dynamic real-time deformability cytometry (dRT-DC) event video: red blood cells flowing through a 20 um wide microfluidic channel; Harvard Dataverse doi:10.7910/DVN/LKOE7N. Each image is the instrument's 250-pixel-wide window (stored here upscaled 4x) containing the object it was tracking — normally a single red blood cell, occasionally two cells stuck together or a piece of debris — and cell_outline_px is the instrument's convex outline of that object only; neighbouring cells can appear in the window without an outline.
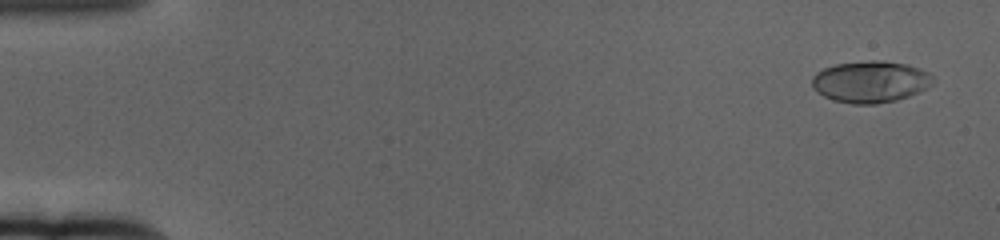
{"species": "human", "species_latin": "Homo sapiens", "temperature_condition": "cold", "stored_images_in_passage": 61, "camera_frame_rate_fps": 3000, "um_per_image_px": 0.085, "donor": {"sex": "female"}, "frame": {"image": 1, "passage_image": 3, "time_ms": 0.667, "image_size_px": [1000, 240], "cell_outline_px": [[932, 76], [928, 84], [924, 88], [908, 96], [896, 100], [876, 104], [852, 104], [832, 100], [816, 92], [812, 88], [812, 76], [816, 72], [824, 68], [836, 64], [876, 60], [904, 64], [920, 68], [932, 72]], "centroid_in_image_um": [73.92, 6.95], "position_along_channel_um": 11.1, "area_um2": 29.07}}
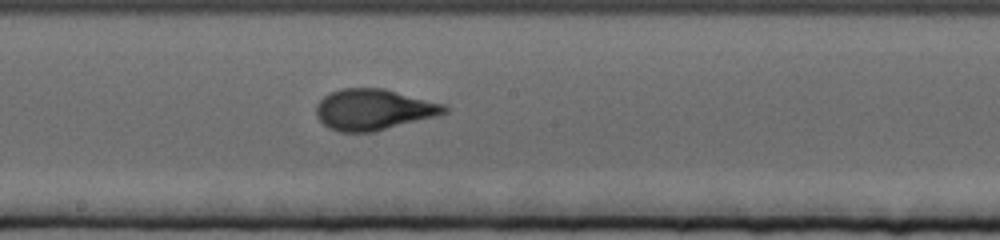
{"frame": {"image": 2, "passage_image": 34, "time_ms": 11.0, "image_size_px": [1000, 240], "cell_outline_px": [[448, 112], [436, 116], [372, 132], [340, 132], [328, 128], [316, 116], [316, 104], [324, 96], [340, 88], [384, 88], [444, 104], [448, 108]], "centroid_in_image_um": [31.73, 9.31], "position_along_channel_um": 216.5, "area_um2": 30.52}}
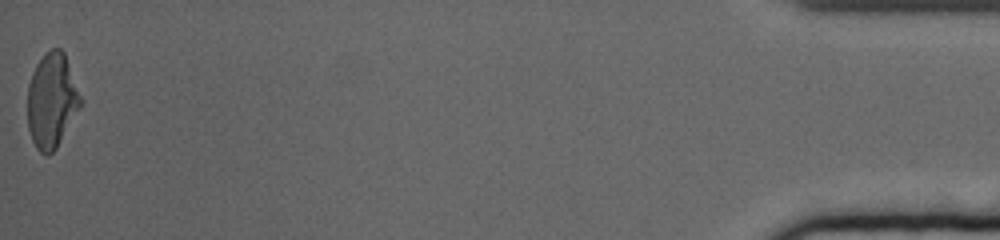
{"frame": {"image": 3, "passage_image": 61, "time_ms": 20.0, "image_size_px": [1000, 240], "cell_outline_px": [[80, 108], [56, 148], [48, 156], [44, 156], [36, 148], [32, 140], [28, 128], [28, 84], [32, 72], [36, 64], [52, 48], [60, 48], [64, 52], [80, 96]], "centroid_in_image_um": [4.38, 8.58], "position_along_channel_um": 430.8, "area_um2": 28.84}, "authors_computed_cell_mechanics": {"area_um2": 29.1312, "velocity_mm_per_s": 3.3757, "shape_relaxation_time_tau1_ms": 3.7976, "shape_relaxation_time_tau2_ms": null, "deformation_change_tau1": 0.2199, "deformation_change_tau2": null}}